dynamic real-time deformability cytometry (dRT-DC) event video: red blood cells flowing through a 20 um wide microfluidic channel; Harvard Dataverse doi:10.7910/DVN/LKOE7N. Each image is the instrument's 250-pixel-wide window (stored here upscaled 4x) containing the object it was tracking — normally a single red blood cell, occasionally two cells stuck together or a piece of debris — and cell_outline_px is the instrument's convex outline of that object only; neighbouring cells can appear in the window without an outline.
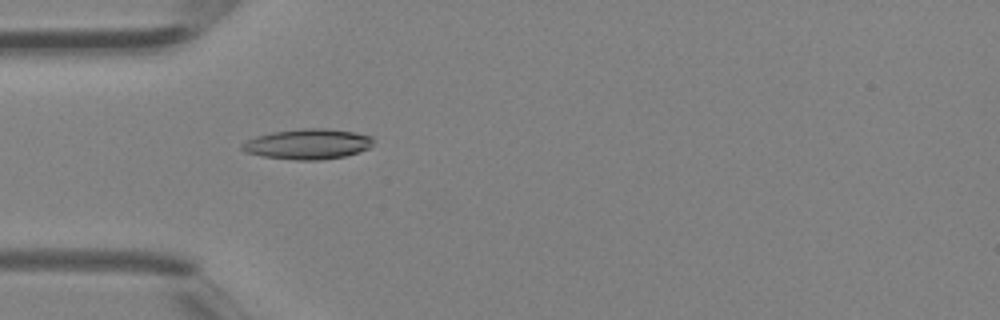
{"species": "Egyptian fruit bat (a non-hibernating species)", "species_latin": "Rousettus aegyptiacus", "temperature_condition": "room temperature", "stored_images_in_passage": 4, "camera_frame_rate_fps": 3000, "um_per_image_px": 0.085, "animal": {"sex": "female"}, "frame": {"image": 1, "passage_image": 4, "time_ms": 1.0, "image_size_px": [1000, 320], "cell_outline_px": [[372, 144], [368, 148], [360, 152], [344, 156], [320, 160], [296, 160], [264, 156], [244, 152], [240, 148], [240, 144], [256, 136], [272, 132], [304, 128], [328, 128], [352, 132], [372, 136]], "centroid_in_image_um": [26.14, 12.24], "position_along_channel_um": 58.9, "area_um2": 23.12}}